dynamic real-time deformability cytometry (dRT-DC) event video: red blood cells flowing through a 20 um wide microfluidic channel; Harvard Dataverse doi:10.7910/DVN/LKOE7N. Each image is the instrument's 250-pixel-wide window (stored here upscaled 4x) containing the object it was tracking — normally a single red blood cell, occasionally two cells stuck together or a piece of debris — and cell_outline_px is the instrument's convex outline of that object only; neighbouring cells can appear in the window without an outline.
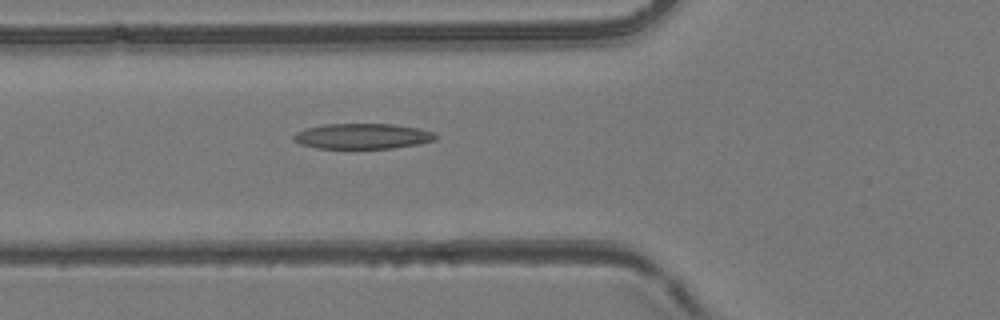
{"species": "common noctule bat (a hibernating species)", "species_latin": "Nyctalus noctula", "temperature_condition": "room temperature", "stored_images_in_passage": 33, "camera_frame_rate_fps": 3000, "um_per_image_px": 0.085, "animal": {"sex": "female", "body_mass_g": 24.6, "forearm_length_mm": 56.2}, "frame": {"image": 1, "passage_image": 3, "time_ms": 0.667, "image_size_px": [1000, 320], "cell_outline_px": [[436, 140], [420, 144], [392, 148], [316, 148], [300, 144], [292, 140], [292, 136], [296, 132], [308, 128], [324, 124], [392, 124], [420, 128], [432, 132], [436, 136]], "centroid_in_image_um": [30.8, 11.58], "position_along_channel_um": 95.0, "area_um2": 21.04}}
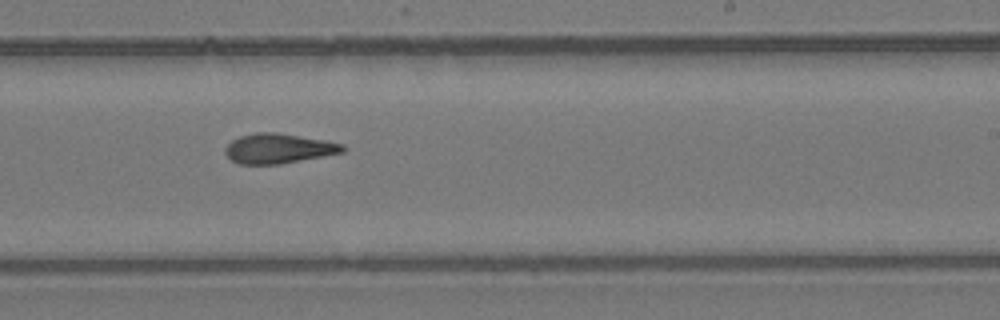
{"frame": {"image": 2, "passage_image": 16, "time_ms": 5.0, "image_size_px": [1000, 320], "cell_outline_px": [[344, 152], [280, 164], [236, 164], [224, 152], [224, 148], [232, 140], [240, 136], [256, 132], [276, 132], [324, 140], [344, 144]], "centroid_in_image_um": [23.64, 12.62], "position_along_channel_um": 265.4, "area_um2": 20.35}}
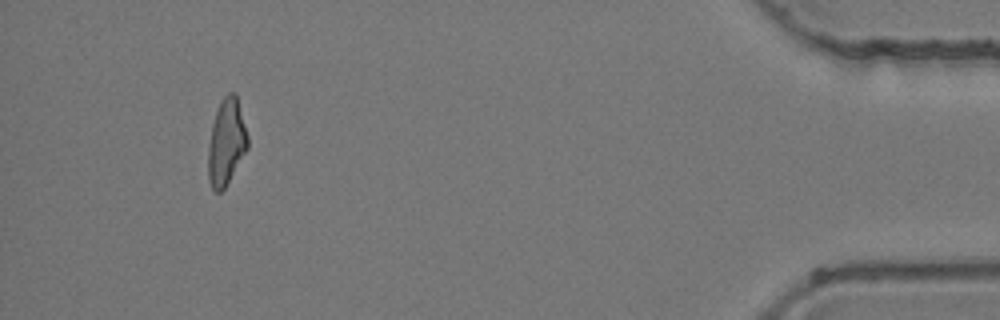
{"frame": {"image": 3, "passage_image": 33, "time_ms": 10.667, "image_size_px": [1000, 320], "cell_outline_px": [[248, 148], [224, 188], [220, 192], [216, 192], [212, 188], [208, 180], [208, 148], [212, 124], [220, 100], [228, 92], [236, 92], [248, 136]], "centroid_in_image_um": [19.24, 12.05], "position_along_channel_um": 416.0, "area_um2": 19.83}, "authors_computed_cell_mechanics": {"area_um2": 20.1144, "velocity_mm_per_s": 3.9136, "shape_relaxation_time_tau1_ms": null, "shape_relaxation_time_tau2_ms": 3.9035, "deformation_change_tau1": null, "deformation_change_tau2": 0.1418}}